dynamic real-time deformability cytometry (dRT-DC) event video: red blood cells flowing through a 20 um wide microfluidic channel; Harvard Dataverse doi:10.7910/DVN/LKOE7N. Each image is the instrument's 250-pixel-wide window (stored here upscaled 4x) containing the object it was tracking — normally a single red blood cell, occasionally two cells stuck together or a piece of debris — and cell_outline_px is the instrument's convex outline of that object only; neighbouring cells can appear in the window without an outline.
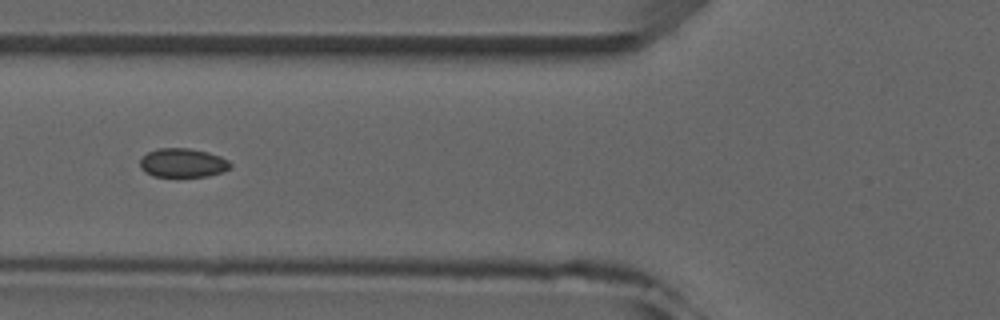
{"species": "common noctule bat (a hibernating species)", "species_latin": "Nyctalus noctula", "temperature_condition": "room temperature", "stored_images_in_passage": 5, "camera_frame_rate_fps": 3000, "um_per_image_px": 0.085, "animal": {"sex": "male", "forearm_length_mm": 52.5}, "frame": {"image": 1, "passage_image": 4, "time_ms": 4.333, "image_size_px": [1000, 320], "cell_outline_px": [[232, 164], [228, 168], [220, 172], [208, 176], [152, 176], [144, 172], [140, 168], [140, 160], [148, 152], [160, 148], [188, 148], [208, 152], [220, 156], [228, 160]], "centroid_in_image_um": [15.51, 13.84], "position_along_channel_um": 110.3, "area_um2": 15.09}}
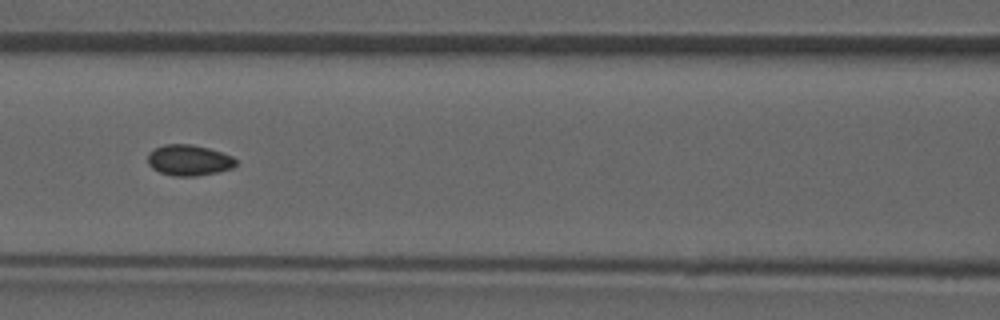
{"frame": {"image": 2, "passage_image": 5, "time_ms": 5.333, "image_size_px": [1000, 320], "cell_outline_px": [[236, 164], [232, 168], [216, 172], [196, 176], [172, 176], [160, 172], [152, 168], [148, 164], [148, 152], [164, 144], [192, 144], [208, 148], [232, 156], [236, 160]], "centroid_in_image_um": [16.03, 13.62], "position_along_channel_um": 150.6, "area_um2": 15.78}}